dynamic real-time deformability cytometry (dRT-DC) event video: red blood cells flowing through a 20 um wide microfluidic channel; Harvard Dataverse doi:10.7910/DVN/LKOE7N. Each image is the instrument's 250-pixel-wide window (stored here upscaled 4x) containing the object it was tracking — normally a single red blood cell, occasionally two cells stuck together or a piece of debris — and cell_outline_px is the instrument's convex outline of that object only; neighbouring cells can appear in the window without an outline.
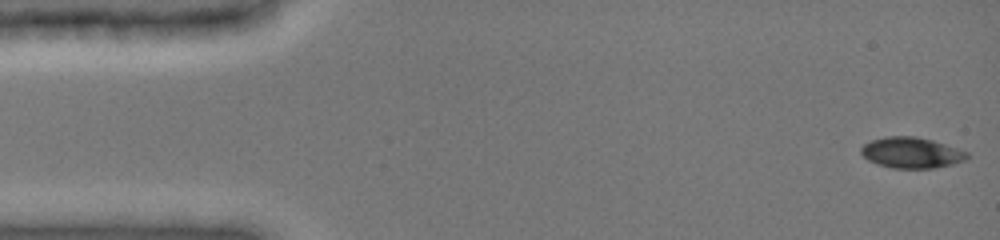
{"species": "common noctule bat (a hibernating species)", "species_latin": "Nyctalus noctula", "temperature_condition": "cold", "stored_images_in_passage": 48, "camera_frame_rate_fps": 3000, "um_per_image_px": 0.085, "animal": {"sex": "female", "body_mass_g": 19.0, "forearm_length_mm": 51.5}, "frame": {"image": 1, "passage_image": 1, "time_ms": 0.0, "image_size_px": [1000, 240], "cell_outline_px": [[968, 156], [964, 160], [952, 164], [932, 168], [896, 168], [880, 164], [868, 160], [860, 152], [860, 148], [864, 144], [872, 140], [888, 136], [916, 136], [932, 140], [968, 152]], "centroid_in_image_um": [77.46, 12.97], "position_along_channel_um": 7.5, "area_um2": 18.73}}
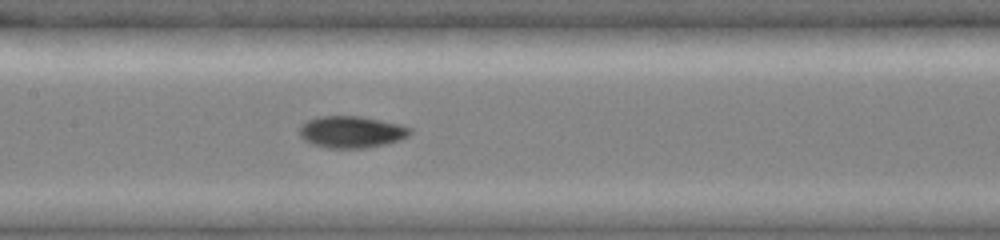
{"frame": {"image": 2, "passage_image": 23, "time_ms": 7.333, "image_size_px": [1000, 240], "cell_outline_px": [[412, 132], [408, 136], [400, 140], [368, 148], [328, 148], [312, 144], [304, 140], [300, 136], [300, 124], [316, 116], [360, 116], [400, 124], [412, 128]], "centroid_in_image_um": [29.87, 11.21], "position_along_channel_um": 177.5, "area_um2": 20.63}}
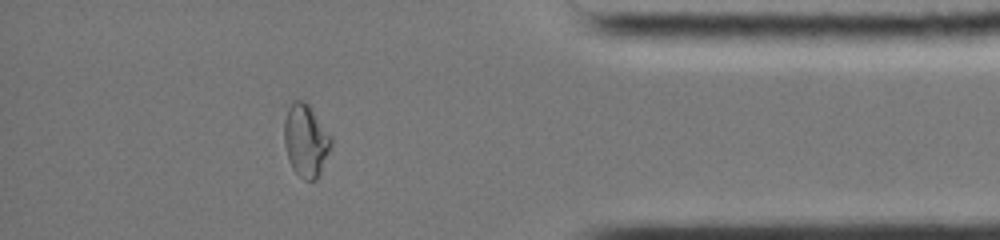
{"frame": {"image": 3, "passage_image": 42, "time_ms": 13.667, "image_size_px": [1000, 240], "cell_outline_px": [[332, 144], [320, 172], [316, 180], [304, 180], [292, 168], [288, 160], [284, 144], [284, 120], [288, 108], [292, 100], [304, 100], [308, 104], [332, 136]], "centroid_in_image_um": [25.98, 11.92], "position_along_channel_um": 409.2, "area_um2": 19.88}, "authors_computed_cell_mechanics": {"area_um2": 19.3052, "velocity_mm_per_s": 3.9486, "shape_relaxation_time_tau1_ms": null, "shape_relaxation_time_tau2_ms": 1.9613, "deformation_change_tau1": null, "deformation_change_tau2": 0.0435}}